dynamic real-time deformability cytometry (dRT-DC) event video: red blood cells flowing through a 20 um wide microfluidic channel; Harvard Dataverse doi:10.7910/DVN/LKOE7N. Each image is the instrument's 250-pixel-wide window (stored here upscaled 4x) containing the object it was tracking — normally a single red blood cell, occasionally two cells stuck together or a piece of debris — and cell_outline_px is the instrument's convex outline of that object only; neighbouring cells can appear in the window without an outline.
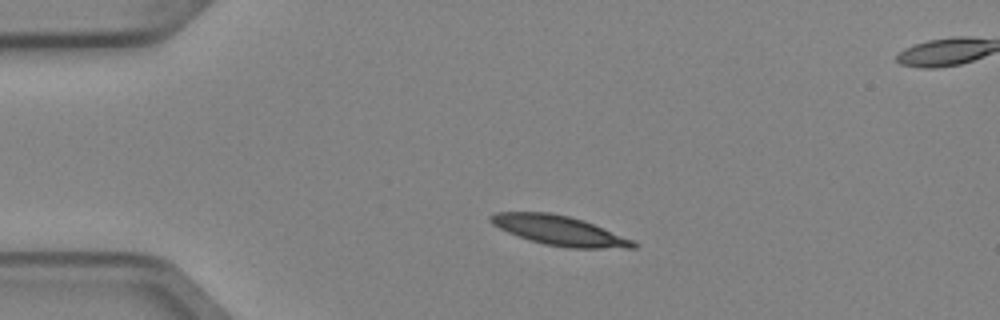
{"species": "Egyptian fruit bat (a non-hibernating species)", "species_latin": "Rousettus aegyptiacus", "temperature_condition": "cold", "stored_images_in_passage": 3, "segment_of_instrument_passage": [1, 2], "camera_frame_rate_fps": 3000, "um_per_image_px": 0.085, "animal": {"sex": "female"}, "frame": {"image": 1, "passage_image": 1, "time_ms": 0.0, "image_size_px": [1000, 320], "cell_outline_px": [[640, 244], [636, 248], [568, 248], [544, 244], [528, 240], [508, 232], [492, 224], [488, 220], [488, 216], [496, 212], [548, 212], [568, 216], [584, 220], [636, 240]], "centroid_in_image_um": [47.6, 19.6], "position_along_channel_um": 37.4, "area_um2": 24.91}}